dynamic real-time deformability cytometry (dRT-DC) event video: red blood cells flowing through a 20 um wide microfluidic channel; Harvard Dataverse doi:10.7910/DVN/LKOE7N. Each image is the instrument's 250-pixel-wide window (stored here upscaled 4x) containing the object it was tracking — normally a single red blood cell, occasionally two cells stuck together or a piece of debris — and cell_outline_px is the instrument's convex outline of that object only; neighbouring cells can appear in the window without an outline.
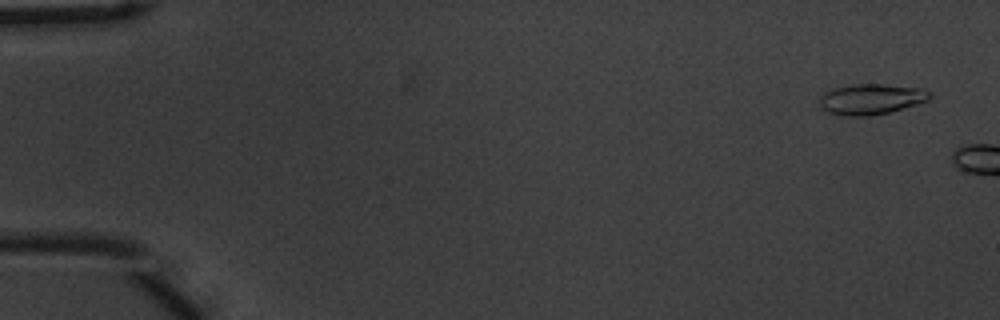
{"species": "common noctule bat (a hibernating species)", "species_latin": "Nyctalus noctula", "temperature_condition": "warm", "stored_images_in_passage": 7, "camera_frame_rate_fps": 3000, "um_per_image_px": 0.085, "animal": {"sex": "male", "body_mass_g": 20.1, "forearm_length_mm": 53.5}, "frame": {"image": 1, "passage_image": 3, "time_ms": 0.667, "image_size_px": [1000, 320], "cell_outline_px": [[932, 96], [928, 100], [916, 104], [888, 112], [868, 116], [844, 116], [828, 112], [816, 104], [816, 100], [824, 92], [832, 88], [852, 84], [884, 84], [924, 88]], "centroid_in_image_um": [73.97, 8.42], "position_along_channel_um": 11.0, "area_um2": 19.88}}